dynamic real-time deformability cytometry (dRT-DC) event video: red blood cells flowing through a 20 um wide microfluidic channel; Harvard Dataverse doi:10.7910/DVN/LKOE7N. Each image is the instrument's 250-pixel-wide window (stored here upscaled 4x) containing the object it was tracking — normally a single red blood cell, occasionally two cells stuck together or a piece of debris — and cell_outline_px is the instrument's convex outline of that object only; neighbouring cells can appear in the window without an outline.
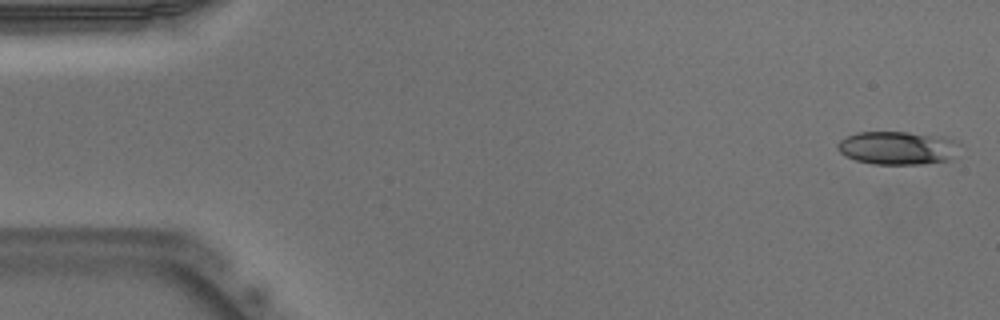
{"species": "Egyptian fruit bat (a non-hibernating species)", "species_latin": "Rousettus aegyptiacus", "temperature_condition": "warm", "stored_images_in_passage": 50, "camera_frame_rate_fps": 3000, "um_per_image_px": 0.085, "animal": {"sex": "male"}, "frame": {"image": 1, "passage_image": 2, "time_ms": 0.333, "image_size_px": [1000, 320], "cell_outline_px": [[948, 160], [924, 164], [872, 164], [856, 160], [840, 152], [836, 148], [836, 144], [840, 140], [856, 132], [908, 132], [944, 136]], "centroid_in_image_um": [75.99, 12.57], "position_along_channel_um": 9.0, "area_um2": 22.25}}
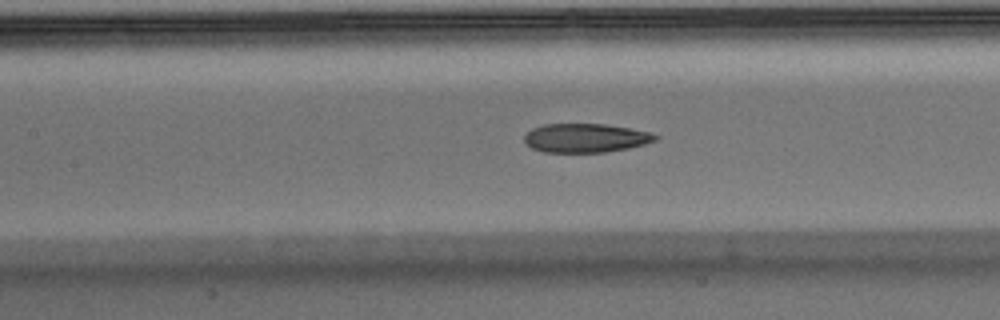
{"frame": {"image": 2, "passage_image": 23, "time_ms": 7.333, "image_size_px": [1000, 320], "cell_outline_px": [[660, 136], [656, 140], [644, 144], [628, 148], [604, 152], [544, 152], [532, 148], [524, 140], [524, 136], [532, 128], [544, 124], [604, 124], [652, 132]], "centroid_in_image_um": [49.79, 11.72], "position_along_channel_um": 157.6, "area_um2": 21.96}}
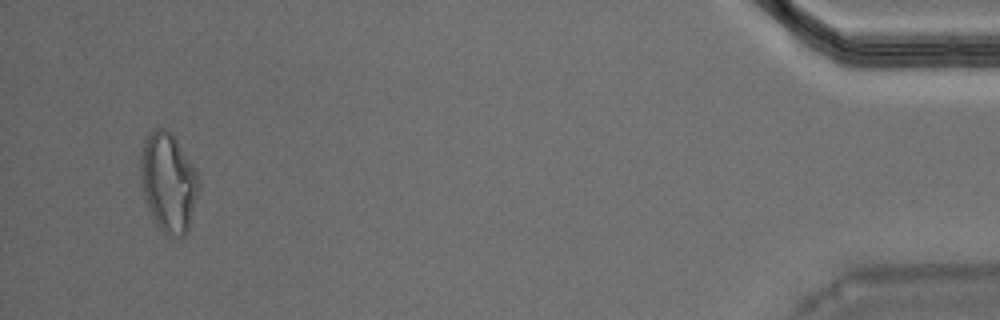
{"frame": {"image": 3, "passage_image": 49, "time_ms": 16.0, "image_size_px": [1000, 320], "cell_outline_px": [[200, 184], [188, 228], [184, 236], [168, 236], [156, 224], [148, 208], [140, 184], [140, 148], [148, 132], [156, 128], [164, 128], [172, 132], [196, 168], [200, 176]], "centroid_in_image_um": [14.3, 15.44], "position_along_channel_um": 420.9, "area_um2": 34.1}}